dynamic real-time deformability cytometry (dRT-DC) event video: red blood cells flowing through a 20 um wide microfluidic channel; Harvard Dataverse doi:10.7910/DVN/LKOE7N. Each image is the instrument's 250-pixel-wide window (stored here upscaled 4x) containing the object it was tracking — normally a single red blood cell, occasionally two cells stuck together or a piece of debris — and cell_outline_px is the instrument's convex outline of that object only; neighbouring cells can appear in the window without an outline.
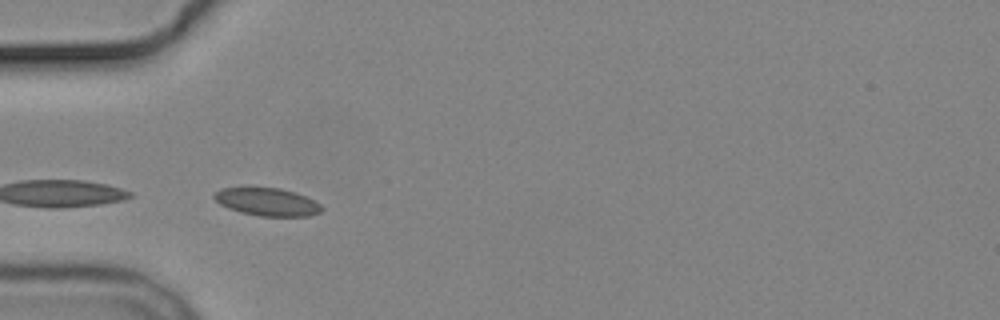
{"species": "common noctule bat (a hibernating species)", "species_latin": "Nyctalus noctula", "temperature_condition": "cold", "stored_images_in_passage": 13, "camera_frame_rate_fps": 3000, "um_per_image_px": 0.085, "animal": {"sex": "male", "body_mass_g": 19.2, "forearm_length_mm": 51.8}, "frame": {"image": 1, "passage_image": 3, "time_ms": 3.0, "image_size_px": [1000, 320], "cell_outline_px": [[324, 208], [320, 212], [308, 216], [260, 216], [240, 212], [228, 208], [220, 204], [212, 196], [220, 188], [280, 188], [296, 192], [320, 204]], "centroid_in_image_um": [22.71, 17.16], "position_along_channel_um": 62.3, "area_um2": 17.28}}
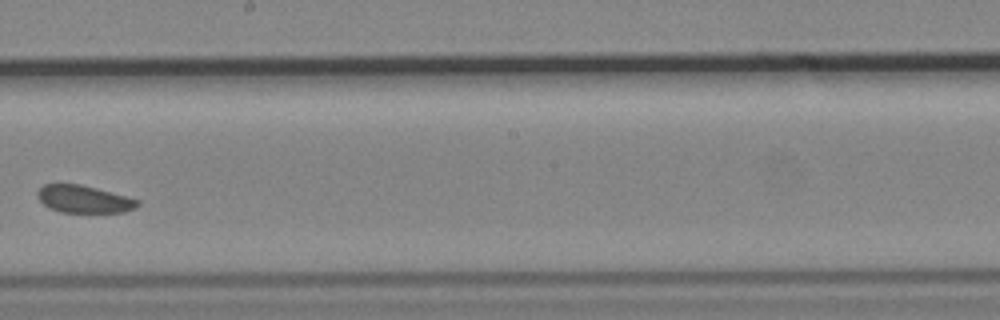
{"frame": {"image": 2, "passage_image": 7, "time_ms": 8.0, "image_size_px": [1000, 320], "cell_outline_px": [[140, 204], [136, 208], [124, 212], [60, 212], [48, 208], [36, 196], [36, 192], [44, 184], [80, 184], [96, 188], [140, 200]], "centroid_in_image_um": [7.12, 16.93], "position_along_channel_um": 241.1, "area_um2": 16.01}}
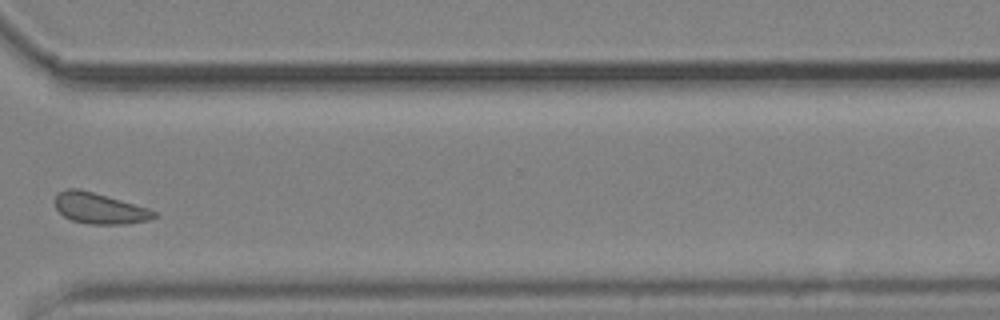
{"frame": {"image": 3, "passage_image": 10, "time_ms": 11.333, "image_size_px": [1000, 320], "cell_outline_px": [[156, 216], [148, 220], [124, 224], [92, 224], [72, 220], [64, 216], [56, 208], [52, 200], [60, 192], [68, 188], [76, 188], [92, 192], [148, 208], [156, 212]], "centroid_in_image_um": [8.42, 17.71], "position_along_channel_um": 362.2, "area_um2": 17.51}}